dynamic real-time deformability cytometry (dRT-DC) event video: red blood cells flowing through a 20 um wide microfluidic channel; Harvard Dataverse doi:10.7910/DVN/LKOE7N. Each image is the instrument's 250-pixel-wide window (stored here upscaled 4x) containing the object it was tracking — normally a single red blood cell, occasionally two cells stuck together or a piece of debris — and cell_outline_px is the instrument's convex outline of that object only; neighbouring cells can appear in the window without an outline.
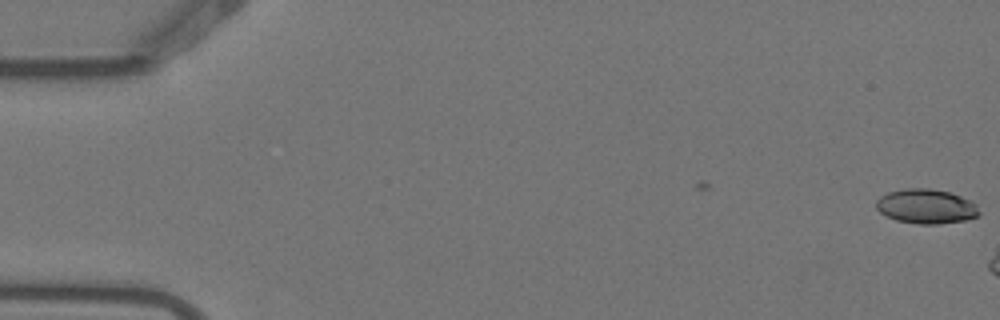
{"species": "Egyptian fruit bat (a non-hibernating species)", "species_latin": "Rousettus aegyptiacus", "temperature_condition": "warm", "stored_images_in_passage": 5, "segment_of_instrument_passage": [2, 2], "camera_frame_rate_fps": 3000, "um_per_image_px": 0.085, "animal": {"sex": "female"}, "frame": {"image": 1, "passage_image": 5, "time_ms": 1.333, "image_size_px": [1000, 320], "cell_outline_px": [[980, 216], [964, 220], [940, 224], [920, 224], [896, 220], [880, 212], [876, 208], [876, 200], [880, 196], [888, 192], [904, 188], [928, 188], [948, 192], [972, 200], [976, 204], [980, 212]], "centroid_in_image_um": [78.74, 17.54], "position_along_channel_um": 6.3, "area_um2": 20.81}}